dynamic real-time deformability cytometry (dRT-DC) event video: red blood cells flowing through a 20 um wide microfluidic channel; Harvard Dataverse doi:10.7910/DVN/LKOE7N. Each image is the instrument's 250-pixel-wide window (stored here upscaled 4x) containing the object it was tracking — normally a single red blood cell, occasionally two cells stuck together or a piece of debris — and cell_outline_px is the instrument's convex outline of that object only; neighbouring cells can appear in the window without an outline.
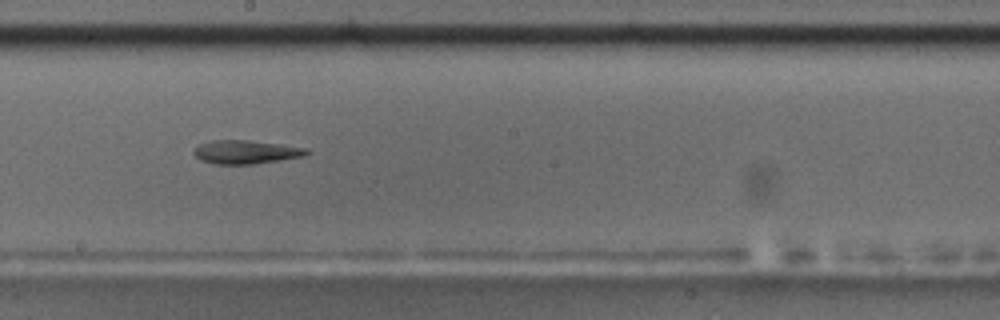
{"species": "common noctule bat (a hibernating species)", "species_latin": "Nyctalus noctula", "temperature_condition": "room temperature", "stored_images_in_passage": 43, "camera_frame_rate_fps": 3000, "um_per_image_px": 0.085, "animal": {"sex": "male", "body_mass_g": 17.5, "forearm_length_mm": 52.3}, "frame": {"image": 1, "passage_image": 19, "time_ms": 6.0, "image_size_px": [1000, 320], "cell_outline_px": [[312, 152], [304, 156], [256, 164], [216, 164], [200, 160], [192, 152], [200, 144], [212, 140], [248, 140], [280, 144], [308, 148]], "centroid_in_image_um": [20.94, 12.92], "position_along_channel_um": 227.3, "area_um2": 15.55}, "authors_computed_cell_mechanics": {"area_um2": 17.1088, "velocity_mm_per_s": 3.7198, "shape_relaxation_time_tau1_ms": null, "shape_relaxation_time_tau2_ms": 5.382, "deformation_change_tau1": null, "deformation_change_tau2": 0.1375}}